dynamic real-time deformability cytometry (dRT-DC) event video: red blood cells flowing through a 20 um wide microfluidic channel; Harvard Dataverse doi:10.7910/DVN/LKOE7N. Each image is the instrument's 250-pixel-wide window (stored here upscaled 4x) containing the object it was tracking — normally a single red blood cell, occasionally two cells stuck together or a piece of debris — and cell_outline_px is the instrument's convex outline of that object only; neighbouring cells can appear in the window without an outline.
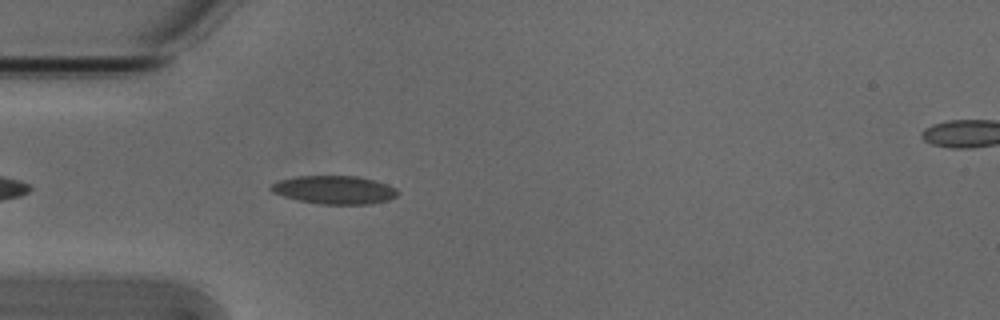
{"species": "Egyptian fruit bat (a non-hibernating species)", "species_latin": "Rousettus aegyptiacus", "temperature_condition": "cold", "stored_images_in_passage": 35, "camera_frame_rate_fps": 3000, "um_per_image_px": 0.085, "animal": {"sex": "male"}, "frame": {"image": 1, "passage_image": 4, "time_ms": 1.0, "image_size_px": [1000, 320], "cell_outline_px": [[396, 196], [388, 200], [368, 204], [320, 204], [300, 200], [284, 196], [272, 192], [268, 188], [268, 184], [276, 180], [296, 176], [356, 176], [388, 184], [396, 188]], "centroid_in_image_um": [28.35, 16.13], "position_along_channel_um": 56.7, "area_um2": 20.87}}
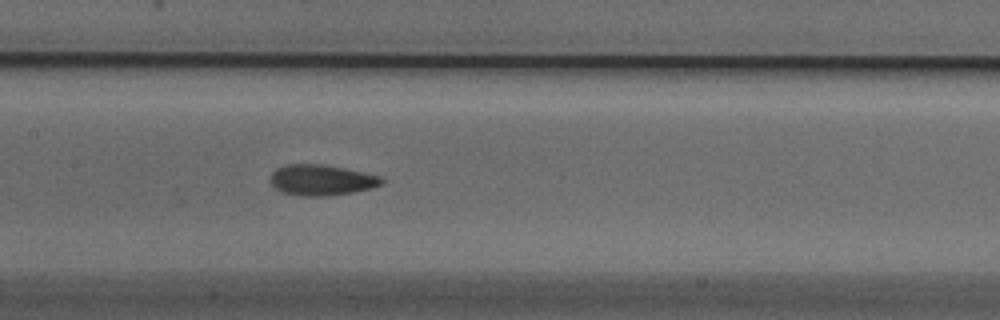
{"frame": {"image": 2, "passage_image": 14, "time_ms": 4.333, "image_size_px": [1000, 320], "cell_outline_px": [[384, 184], [352, 192], [328, 196], [300, 196], [284, 192], [276, 188], [272, 184], [272, 172], [276, 168], [284, 164], [324, 164], [344, 168], [380, 176], [384, 180]], "centroid_in_image_um": [27.32, 15.29], "position_along_channel_um": 180.1, "area_um2": 19.77}}
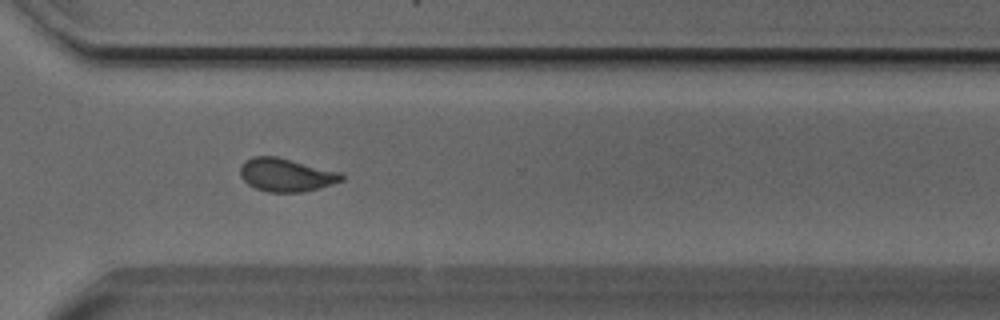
{"frame": {"image": 3, "passage_image": 27, "time_ms": 8.667, "image_size_px": [1000, 320], "cell_outline_px": [[344, 180], [320, 188], [300, 192], [268, 192], [256, 188], [248, 184], [240, 176], [240, 164], [244, 160], [252, 156], [276, 156], [340, 172], [344, 176]], "centroid_in_image_um": [24.29, 14.86], "position_along_channel_um": 346.3, "area_um2": 19.65}, "authors_computed_cell_mechanics": {"area_um2": 19.5942, "velocity_mm_per_s": 3.844, "shape_relaxation_time_tau1_ms": 7.0571, "shape_relaxation_time_tau2_ms": 1.7824, "deformation_change_tau1": 0.1524, "deformation_change_tau2": 0.0742}}